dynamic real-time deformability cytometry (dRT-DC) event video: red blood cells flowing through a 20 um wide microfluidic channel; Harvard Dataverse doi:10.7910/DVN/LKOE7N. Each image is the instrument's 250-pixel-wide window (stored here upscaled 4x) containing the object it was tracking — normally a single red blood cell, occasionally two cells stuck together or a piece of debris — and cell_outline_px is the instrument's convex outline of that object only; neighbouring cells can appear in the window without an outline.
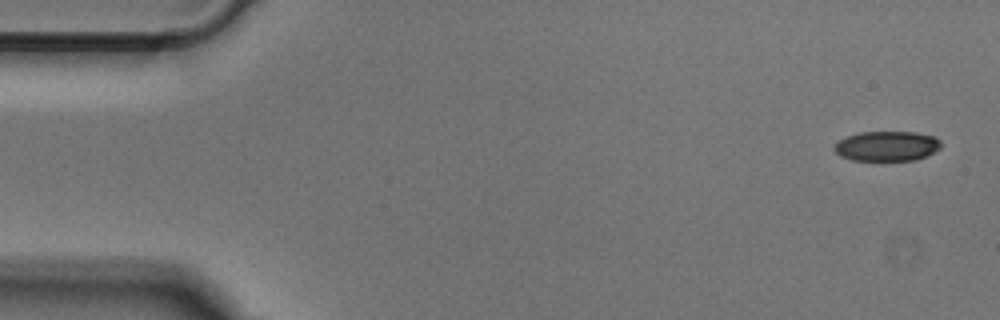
{"species": "Egyptian fruit bat (a non-hibernating species)", "species_latin": "Rousettus aegyptiacus", "temperature_condition": "cold", "stored_images_in_passage": 49, "camera_frame_rate_fps": 3000, "um_per_image_px": 0.085, "animal": {"sex": "male"}, "frame": {"image": 1, "passage_image": 1, "time_ms": 0.0, "image_size_px": [1000, 320], "cell_outline_px": [[940, 148], [916, 160], [852, 160], [840, 156], [832, 148], [840, 140], [848, 136], [860, 132], [916, 132], [936, 136], [940, 140]], "centroid_in_image_um": [75.39, 12.41], "position_along_channel_um": 9.6, "area_um2": 18.5}}
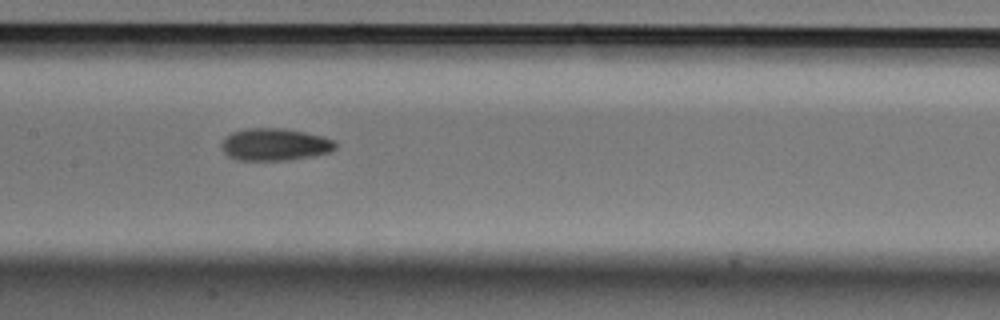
{"frame": {"image": 2, "passage_image": 23, "time_ms": 7.333, "image_size_px": [1000, 320], "cell_outline_px": [[336, 148], [332, 152], [312, 156], [288, 160], [236, 160], [228, 156], [220, 148], [220, 144], [232, 132], [248, 128], [284, 128], [304, 132], [320, 136], [332, 140], [336, 144]], "centroid_in_image_um": [23.34, 12.29], "position_along_channel_um": 184.1, "area_um2": 21.39}}
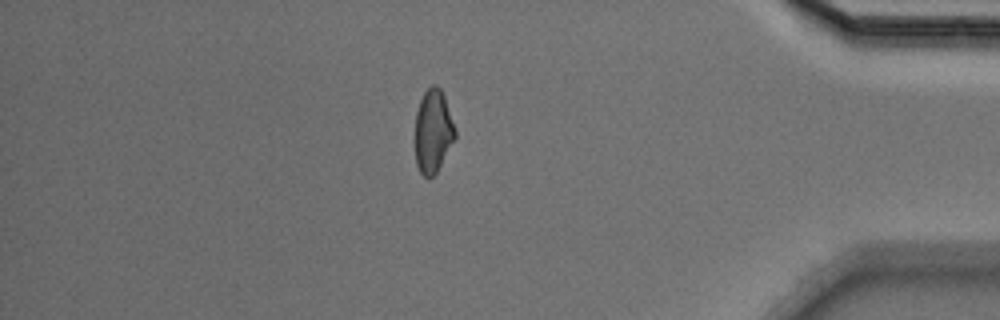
{"frame": {"image": 3, "passage_image": 42, "time_ms": 13.667, "image_size_px": [1000, 320], "cell_outline_px": [[456, 140], [436, 172], [428, 180], [420, 172], [416, 164], [416, 112], [420, 100], [424, 92], [432, 84], [436, 84], [440, 88], [444, 96], [456, 128]], "centroid_in_image_um": [36.83, 11.16], "position_along_channel_um": 398.4, "area_um2": 19.54}}